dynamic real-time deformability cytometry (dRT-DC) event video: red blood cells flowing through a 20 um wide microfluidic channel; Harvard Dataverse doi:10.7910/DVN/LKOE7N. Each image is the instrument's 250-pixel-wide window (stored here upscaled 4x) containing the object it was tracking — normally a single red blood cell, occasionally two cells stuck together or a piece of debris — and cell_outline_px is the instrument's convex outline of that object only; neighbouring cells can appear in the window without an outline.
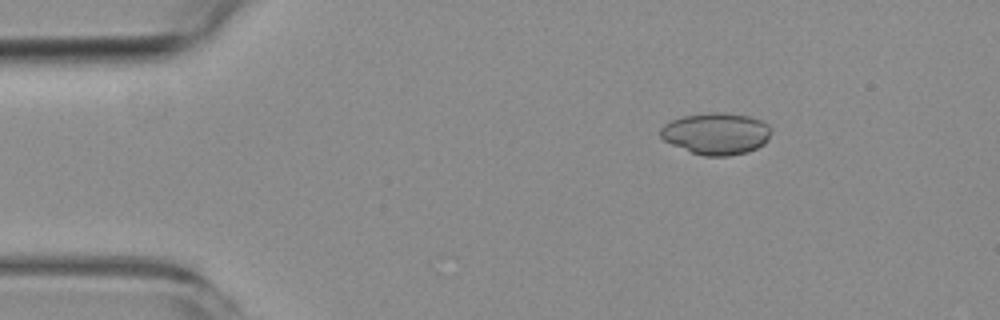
{"species": "common noctule bat (a hibernating species)", "species_latin": "Nyctalus noctula", "temperature_condition": "room temperature", "stored_images_in_passage": 5, "camera_frame_rate_fps": 3000, "um_per_image_px": 0.085, "animal": {"sex": "female", "body_mass_g": 19.3, "forearm_length_mm": 54.1}, "frame": {"image": 1, "passage_image": 3, "time_ms": 2.333, "image_size_px": [1000, 320], "cell_outline_px": [[772, 132], [768, 140], [764, 144], [748, 152], [728, 156], [704, 156], [692, 152], [672, 144], [664, 140], [660, 136], [660, 128], [664, 124], [672, 120], [684, 116], [708, 112], [724, 112], [748, 116], [760, 120], [768, 124], [772, 128]], "centroid_in_image_um": [60.91, 11.35], "position_along_channel_um": 24.1, "area_um2": 27.05}}